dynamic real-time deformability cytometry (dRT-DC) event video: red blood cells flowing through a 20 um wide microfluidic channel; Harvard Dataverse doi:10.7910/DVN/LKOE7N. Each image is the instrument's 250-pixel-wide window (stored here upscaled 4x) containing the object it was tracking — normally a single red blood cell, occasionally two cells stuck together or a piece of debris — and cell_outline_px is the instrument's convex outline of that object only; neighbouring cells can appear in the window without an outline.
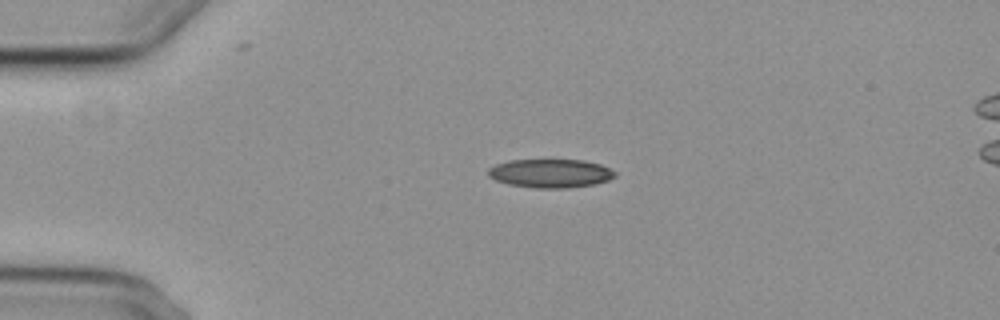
{"species": "common noctule bat (a hibernating species)", "species_latin": "Nyctalus noctula", "temperature_condition": "cold", "stored_images_in_passage": 5, "camera_frame_rate_fps": 3000, "um_per_image_px": 0.085, "animal": {"sex": "female", "body_mass_g": 29.2, "forearm_length_mm": 56.3}, "frame": {"image": 1, "passage_image": 3, "time_ms": 2.667, "image_size_px": [1000, 320], "cell_outline_px": [[616, 176], [608, 180], [596, 184], [568, 188], [536, 188], [508, 184], [496, 180], [488, 176], [488, 168], [496, 164], [508, 160], [584, 160], [600, 164], [616, 172]], "centroid_in_image_um": [46.79, 14.73], "position_along_channel_um": 38.2, "area_um2": 21.21}}